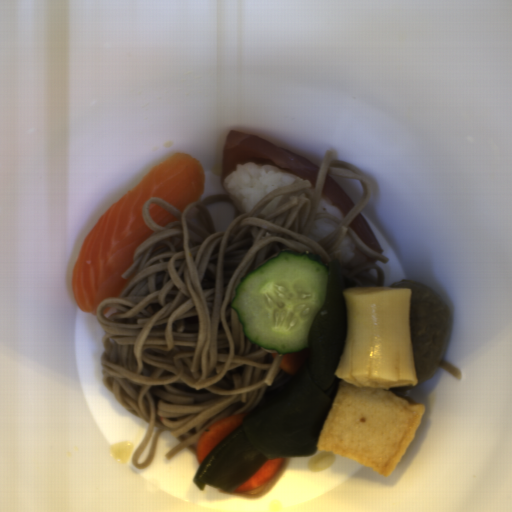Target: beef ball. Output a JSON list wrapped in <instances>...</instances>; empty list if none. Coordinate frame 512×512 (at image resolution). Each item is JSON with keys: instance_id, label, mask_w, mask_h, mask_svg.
Wrapping results in <instances>:
<instances>
[{"instance_id": "1", "label": "beef ball", "mask_w": 512, "mask_h": 512, "mask_svg": "<svg viewBox=\"0 0 512 512\" xmlns=\"http://www.w3.org/2000/svg\"><path fill=\"white\" fill-rule=\"evenodd\" d=\"M389 287L411 289L409 326L417 383L432 380L443 361L452 333L451 310L426 283L401 279Z\"/></svg>"}]
</instances>
